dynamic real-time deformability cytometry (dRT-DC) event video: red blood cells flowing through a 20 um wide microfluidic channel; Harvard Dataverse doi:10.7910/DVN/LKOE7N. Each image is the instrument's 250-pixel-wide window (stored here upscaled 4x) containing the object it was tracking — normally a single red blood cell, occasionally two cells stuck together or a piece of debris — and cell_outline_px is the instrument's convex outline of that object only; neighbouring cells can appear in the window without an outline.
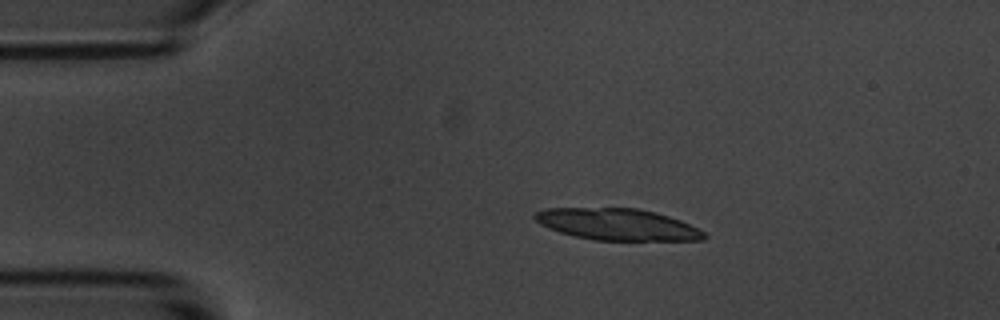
{"species": "common noctule bat (a hibernating species)", "species_latin": "Nyctalus noctula", "temperature_condition": "room temperature", "stored_images_in_passage": 7, "camera_frame_rate_fps": 3000, "um_per_image_px": 0.085, "animal": {"sex": "male", "body_mass_g": 20.1, "forearm_length_mm": 53.5}, "frame": {"image": 1, "passage_image": 2, "time_ms": 1.333, "image_size_px": [1000, 320], "cell_outline_px": [[708, 236], [704, 240], [596, 240], [576, 236], [560, 232], [548, 228], [540, 224], [532, 216], [536, 212], [544, 208], [640, 208], [656, 212], [680, 220], [704, 232]], "centroid_in_image_um": [52.46, 19.06], "position_along_channel_um": 32.5, "area_um2": 31.04}}